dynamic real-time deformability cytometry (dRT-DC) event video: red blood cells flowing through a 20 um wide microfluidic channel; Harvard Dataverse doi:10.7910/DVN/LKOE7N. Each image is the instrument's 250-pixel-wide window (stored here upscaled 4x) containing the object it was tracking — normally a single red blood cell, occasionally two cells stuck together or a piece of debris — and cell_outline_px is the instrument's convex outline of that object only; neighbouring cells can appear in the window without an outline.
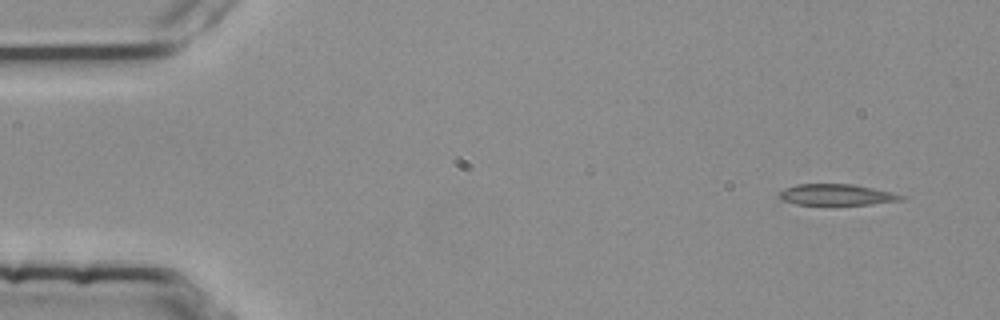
{"species": "common noctule bat (a hibernating species)", "species_latin": "Nyctalus noctula", "temperature_condition": "room temperature", "stored_images_in_passage": 4, "camera_frame_rate_fps": 3000, "um_per_image_px": 0.085, "animal": {"sex": "female", "body_mass_g": 25.1}, "frame": {"image": 1, "passage_image": 1, "time_ms": 0.0, "image_size_px": [1000, 320], "cell_outline_px": [[904, 200], [872, 204], [796, 204], [780, 200], [780, 192], [784, 188], [796, 184], [852, 184], [872, 188], [904, 196]], "centroid_in_image_um": [71.06, 16.55], "position_along_channel_um": 13.9, "area_um2": 14.74}}
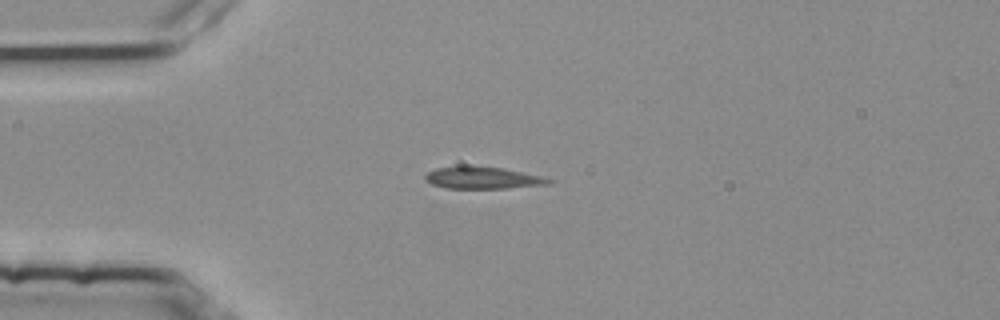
{"frame": {"image": 2, "passage_image": 3, "time_ms": 0.667, "image_size_px": [1000, 320], "cell_outline_px": [[552, 184], [508, 188], [448, 188], [432, 184], [424, 180], [424, 176], [428, 172], [436, 168], [464, 164], [504, 168], [544, 176], [552, 180]], "centroid_in_image_um": [41.03, 15.09], "position_along_channel_um": 44.0, "area_um2": 16.24}}
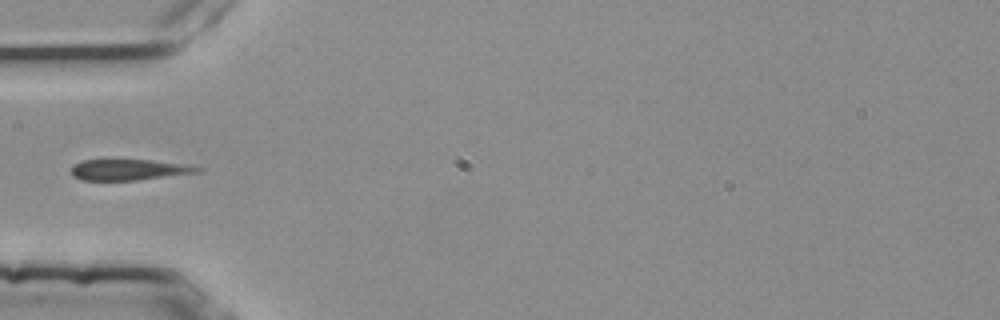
{"frame": {"image": 3, "passage_image": 4, "time_ms": 1.0, "image_size_px": [1000, 320], "cell_outline_px": [[204, 168], [200, 172], [136, 180], [80, 180], [72, 176], [72, 164], [84, 160], [148, 160], [180, 164]], "centroid_in_image_um": [10.9, 14.43], "position_along_channel_um": 74.1, "area_um2": 15.14}}